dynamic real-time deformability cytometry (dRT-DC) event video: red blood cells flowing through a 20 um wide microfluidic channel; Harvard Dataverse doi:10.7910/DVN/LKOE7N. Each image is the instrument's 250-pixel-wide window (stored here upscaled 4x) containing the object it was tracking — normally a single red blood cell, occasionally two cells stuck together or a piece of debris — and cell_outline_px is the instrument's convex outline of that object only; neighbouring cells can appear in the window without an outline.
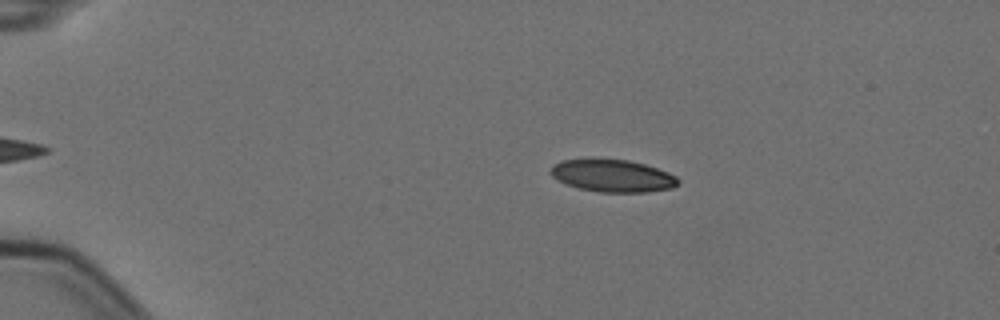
{"species": "Egyptian fruit bat (a non-hibernating species)", "species_latin": "Rousettus aegyptiacus", "temperature_condition": "cold", "stored_images_in_passage": 4, "camera_frame_rate_fps": 3000, "um_per_image_px": 0.085, "animal": {"sex": "female"}, "frame": {"image": 1, "passage_image": 2, "time_ms": 0.333, "image_size_px": [1000, 320], "cell_outline_px": [[680, 184], [672, 188], [648, 192], [600, 192], [580, 188], [568, 184], [552, 176], [548, 172], [552, 164], [560, 160], [628, 160], [644, 164], [668, 172], [676, 176], [680, 180]], "centroid_in_image_um": [52.1, 14.95], "position_along_channel_um": 32.9, "area_um2": 23.81}}